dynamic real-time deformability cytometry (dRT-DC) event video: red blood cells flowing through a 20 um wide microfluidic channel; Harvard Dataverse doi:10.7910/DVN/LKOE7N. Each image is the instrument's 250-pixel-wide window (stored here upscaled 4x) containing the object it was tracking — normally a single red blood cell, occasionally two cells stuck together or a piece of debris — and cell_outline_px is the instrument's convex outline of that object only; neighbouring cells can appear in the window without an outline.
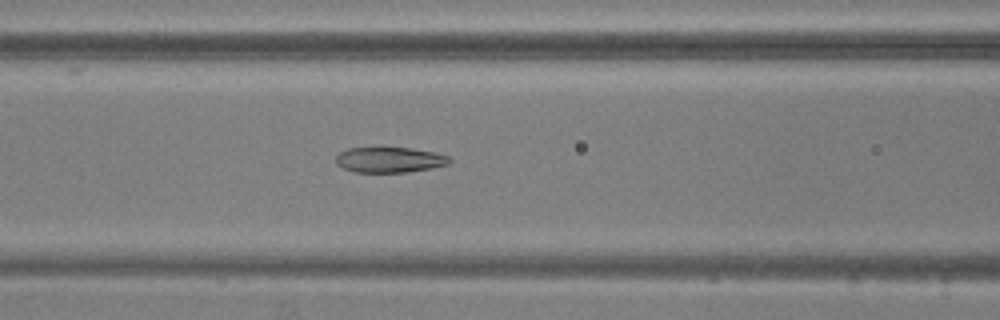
{"species": "common noctule bat (a hibernating species)", "species_latin": "Nyctalus noctula", "temperature_condition": "warm", "stored_images_in_passage": 46, "camera_frame_rate_fps": 3000, "um_per_image_px": 0.085, "animal": {"sex": "male", "body_mass_g": 20.5, "forearm_length_mm": 52.5}, "frame": {"image": 1, "passage_image": 14, "time_ms": 4.333, "image_size_px": [1000, 320], "cell_outline_px": [[452, 160], [448, 164], [432, 168], [404, 172], [356, 172], [344, 168], [336, 164], [336, 156], [340, 152], [348, 148], [412, 148], [436, 152], [448, 156]], "centroid_in_image_um": [33.13, 13.58], "position_along_channel_um": 133.5, "area_um2": 16.76}}
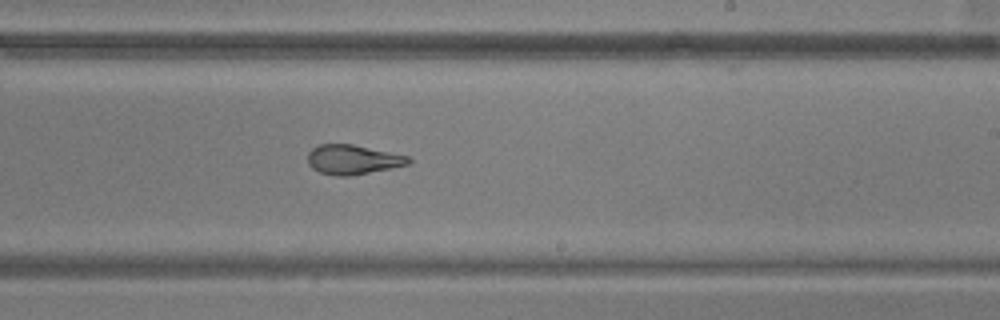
{"frame": {"image": 2, "passage_image": 24, "time_ms": 7.667, "image_size_px": [1000, 320], "cell_outline_px": [[412, 160], [408, 164], [348, 176], [336, 176], [320, 172], [312, 168], [308, 164], [308, 152], [316, 144], [352, 144], [408, 156]], "centroid_in_image_um": [29.93, 13.55], "position_along_channel_um": 259.1, "area_um2": 17.11}}
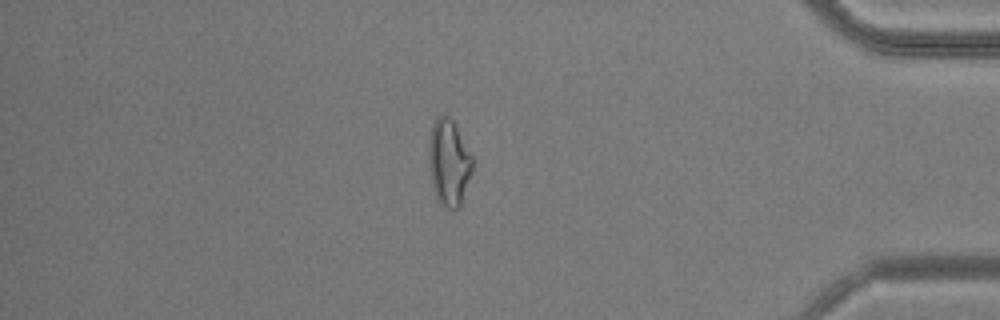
{"frame": {"image": 3, "passage_image": 38, "time_ms": 12.333, "image_size_px": [1000, 320], "cell_outline_px": [[472, 172], [460, 204], [456, 208], [448, 208], [440, 204], [436, 200], [432, 188], [428, 168], [428, 140], [432, 124], [440, 116], [448, 116], [452, 120], [472, 156]], "centroid_in_image_um": [38.1, 13.84], "position_along_channel_um": 397.1, "area_um2": 21.96}, "authors_computed_cell_mechanics": {"area_um2": 18.9873, "velocity_mm_per_s": 3.769, "shape_relaxation_time_tau1_ms": 9.1065, "shape_relaxation_time_tau2_ms": 2.4407, "deformation_change_tau1": 0.2559, "deformation_change_tau2": 0.1167}}